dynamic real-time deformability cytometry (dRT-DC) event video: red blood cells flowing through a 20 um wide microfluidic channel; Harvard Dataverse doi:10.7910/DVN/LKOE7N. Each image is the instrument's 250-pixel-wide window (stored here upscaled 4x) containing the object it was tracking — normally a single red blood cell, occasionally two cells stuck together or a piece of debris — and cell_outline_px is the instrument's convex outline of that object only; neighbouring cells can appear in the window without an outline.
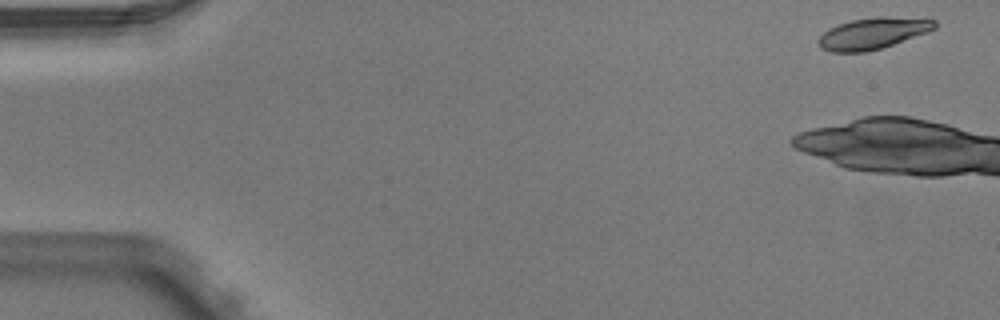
{"species": "Egyptian fruit bat (a non-hibernating species)", "species_latin": "Rousettus aegyptiacus", "temperature_condition": "warm", "stored_images_in_passage": 5, "camera_frame_rate_fps": 3000, "um_per_image_px": 0.085, "animal": {"sex": "male"}, "frame": {"image": 1, "passage_image": 1, "time_ms": 0.0, "image_size_px": [1000, 320], "cell_outline_px": [[936, 28], [928, 32], [880, 48], [864, 52], [832, 52], [820, 48], [816, 44], [816, 40], [828, 28], [852, 20], [880, 16], [928, 16], [936, 20]], "centroid_in_image_um": [74.25, 2.8], "position_along_channel_um": 10.7, "area_um2": 21.73}}